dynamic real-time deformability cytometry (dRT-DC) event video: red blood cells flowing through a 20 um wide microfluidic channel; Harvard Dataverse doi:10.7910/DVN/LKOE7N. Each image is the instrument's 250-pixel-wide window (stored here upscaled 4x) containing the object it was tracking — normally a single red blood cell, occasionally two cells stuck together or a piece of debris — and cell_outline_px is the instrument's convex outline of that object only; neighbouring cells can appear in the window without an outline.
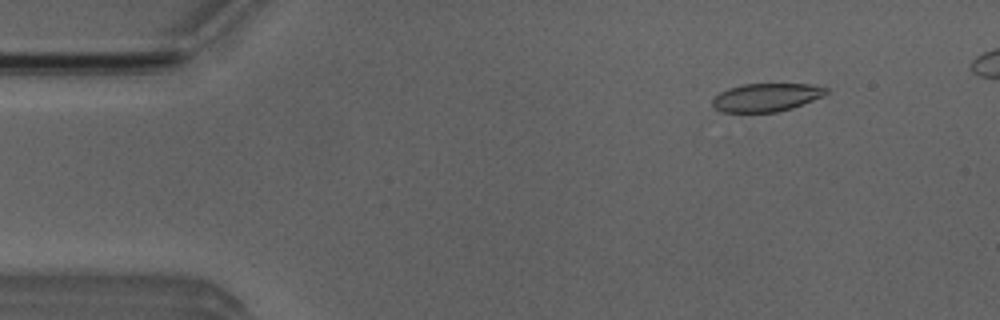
{"species": "Egyptian fruit bat (a non-hibernating species)", "species_latin": "Rousettus aegyptiacus", "temperature_condition": "room temperature", "stored_images_in_passage": 44, "camera_frame_rate_fps": 3000, "um_per_image_px": 0.085, "animal": {"sex": "male"}, "frame": {"image": 1, "passage_image": 2, "time_ms": 0.333, "image_size_px": [1000, 320], "cell_outline_px": [[828, 92], [824, 96], [792, 108], [776, 112], [720, 112], [712, 104], [712, 100], [720, 92], [728, 88], [744, 84], [808, 84], [828, 88]], "centroid_in_image_um": [65.14, 8.28], "position_along_channel_um": 19.9, "area_um2": 18.61}}
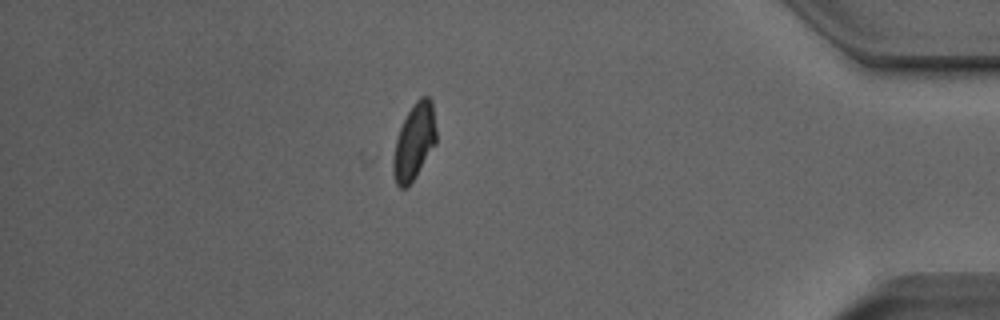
{"frame": {"image": 2, "passage_image": 40, "time_ms": 13.0, "image_size_px": [1000, 320], "cell_outline_px": [[436, 144], [416, 176], [408, 188], [400, 188], [396, 184], [384, 160], [412, 104], [420, 96], [428, 96], [432, 100], [436, 128]], "centroid_in_image_um": [35.08, 12.14], "position_along_channel_um": 400.1, "area_um2": 20.63}}